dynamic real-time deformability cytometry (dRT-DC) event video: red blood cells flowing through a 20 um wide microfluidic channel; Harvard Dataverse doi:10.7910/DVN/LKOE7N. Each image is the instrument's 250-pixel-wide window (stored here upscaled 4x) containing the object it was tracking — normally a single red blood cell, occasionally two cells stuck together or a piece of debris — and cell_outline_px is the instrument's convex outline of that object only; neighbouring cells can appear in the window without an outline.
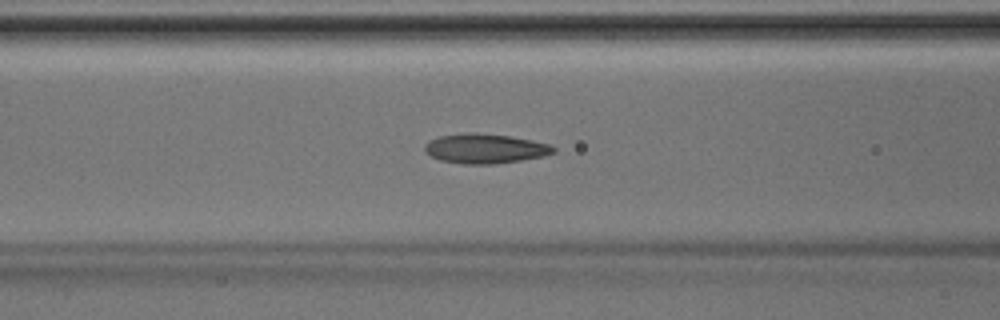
{"species": "Egyptian fruit bat (a non-hibernating species)", "species_latin": "Rousettus aegyptiacus", "temperature_condition": "room temperature", "stored_images_in_passage": 44, "camera_frame_rate_fps": 3000, "um_per_image_px": 0.085, "animal": {"sex": "male"}, "frame": {"image": 1, "passage_image": 17, "time_ms": 5.333, "image_size_px": [1000, 320], "cell_outline_px": [[556, 152], [544, 156], [496, 164], [460, 164], [440, 160], [424, 152], [424, 144], [428, 140], [440, 136], [472, 132], [476, 132], [508, 136], [532, 140], [548, 144], [556, 148]], "centroid_in_image_um": [41.21, 12.63], "position_along_channel_um": 125.4, "area_um2": 22.31}}
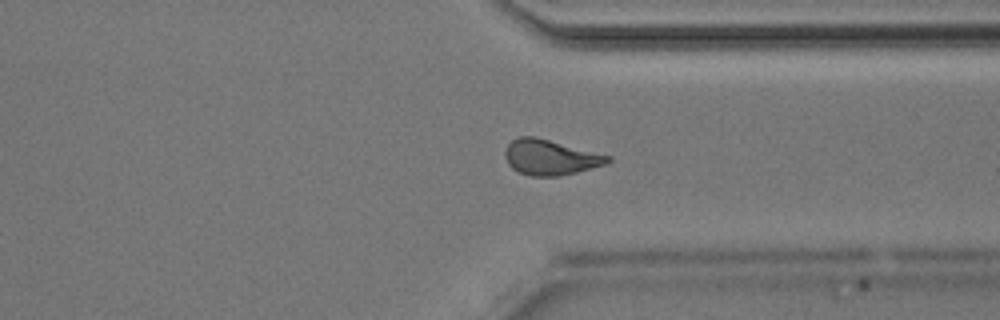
{"frame": {"image": 2, "passage_image": 33, "time_ms": 10.667, "image_size_px": [1000, 320], "cell_outline_px": [[612, 160], [604, 164], [576, 172], [560, 176], [528, 176], [516, 172], [508, 164], [504, 156], [504, 152], [508, 144], [512, 140], [520, 136], [536, 136], [612, 156]], "centroid_in_image_um": [46.74, 13.37], "position_along_channel_um": 364.7, "area_um2": 21.33}}
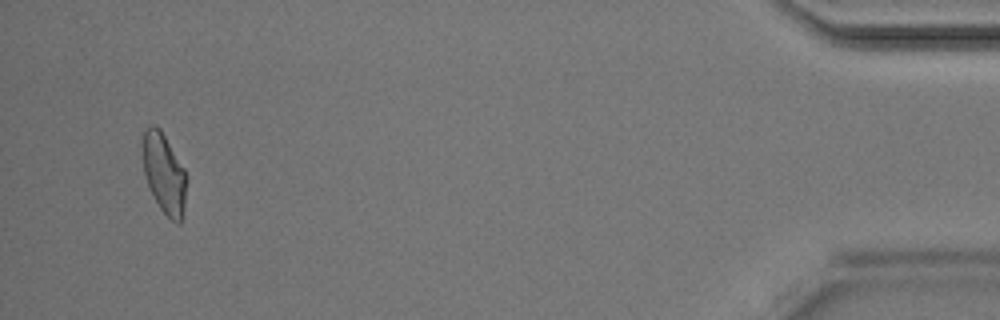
{"frame": {"image": 3, "passage_image": 42, "time_ms": 13.667, "image_size_px": [1000, 320], "cell_outline_px": [[188, 180], [184, 216], [180, 224], [176, 224], [160, 208], [148, 184], [144, 172], [140, 144], [144, 132], [152, 124], [156, 124], [160, 128], [184, 168]], "centroid_in_image_um": [13.97, 14.74], "position_along_channel_um": 421.2, "area_um2": 20.92}}